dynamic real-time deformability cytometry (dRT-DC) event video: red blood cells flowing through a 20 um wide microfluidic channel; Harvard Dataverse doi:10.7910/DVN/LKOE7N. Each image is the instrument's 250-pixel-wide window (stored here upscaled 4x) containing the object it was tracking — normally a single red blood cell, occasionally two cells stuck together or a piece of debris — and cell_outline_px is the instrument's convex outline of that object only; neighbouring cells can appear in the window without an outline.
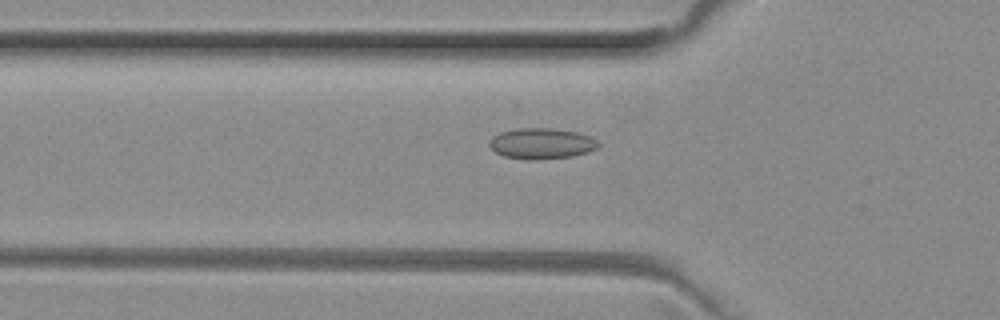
{"species": "common noctule bat (a hibernating species)", "species_latin": "Nyctalus noctula", "temperature_condition": "room temperature", "stored_images_in_passage": 43, "camera_frame_rate_fps": 3000, "um_per_image_px": 0.085, "animal": {"sex": "female", "body_mass_g": 29.2, "forearm_length_mm": 56.3}, "frame": {"image": 1, "passage_image": 9, "time_ms": 2.667, "image_size_px": [1000, 320], "cell_outline_px": [[600, 144], [596, 148], [588, 152], [572, 156], [536, 160], [528, 160], [504, 156], [496, 152], [488, 144], [488, 140], [492, 136], [500, 132], [520, 128], [548, 128], [576, 132], [588, 136], [596, 140]], "centroid_in_image_um": [45.99, 12.2], "position_along_channel_um": 79.8, "area_um2": 19.48}}
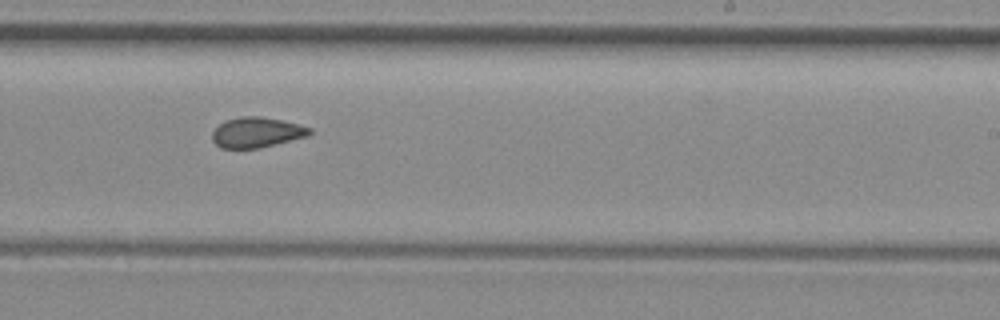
{"frame": {"image": 2, "passage_image": 23, "time_ms": 7.333, "image_size_px": [1000, 320], "cell_outline_px": [[312, 132], [308, 136], [260, 148], [220, 148], [212, 140], [212, 132], [220, 124], [228, 120], [240, 116], [256, 116], [284, 120], [312, 128]], "centroid_in_image_um": [21.84, 11.25], "position_along_channel_um": 267.2, "area_um2": 17.17}}
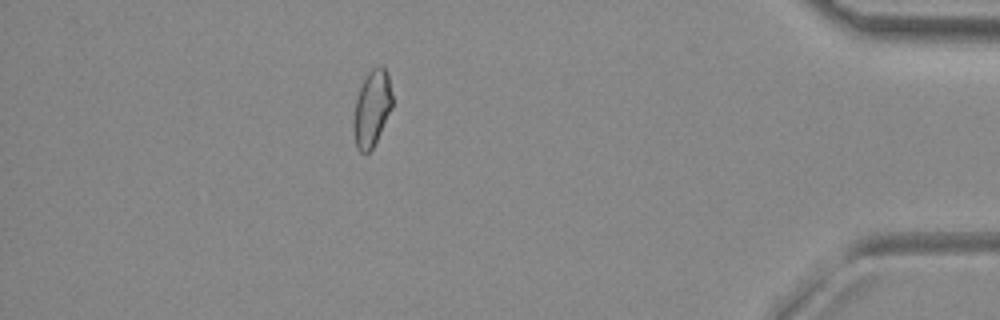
{"frame": {"image": 3, "passage_image": 37, "time_ms": 12.0, "image_size_px": [1000, 320], "cell_outline_px": [[392, 108], [372, 148], [364, 156], [356, 148], [352, 128], [352, 124], [356, 100], [360, 88], [368, 72], [376, 64], [380, 64], [388, 72], [392, 96]], "centroid_in_image_um": [31.6, 9.22], "position_along_channel_um": 403.6, "area_um2": 17.34}, "authors_computed_cell_mechanics": {"area_um2": 17.5134, "velocity_mm_per_s": 4.0168, "shape_relaxation_time_tau1_ms": null, "shape_relaxation_time_tau2_ms": 2.4349, "deformation_change_tau1": null, "deformation_change_tau2": 0.0765}}